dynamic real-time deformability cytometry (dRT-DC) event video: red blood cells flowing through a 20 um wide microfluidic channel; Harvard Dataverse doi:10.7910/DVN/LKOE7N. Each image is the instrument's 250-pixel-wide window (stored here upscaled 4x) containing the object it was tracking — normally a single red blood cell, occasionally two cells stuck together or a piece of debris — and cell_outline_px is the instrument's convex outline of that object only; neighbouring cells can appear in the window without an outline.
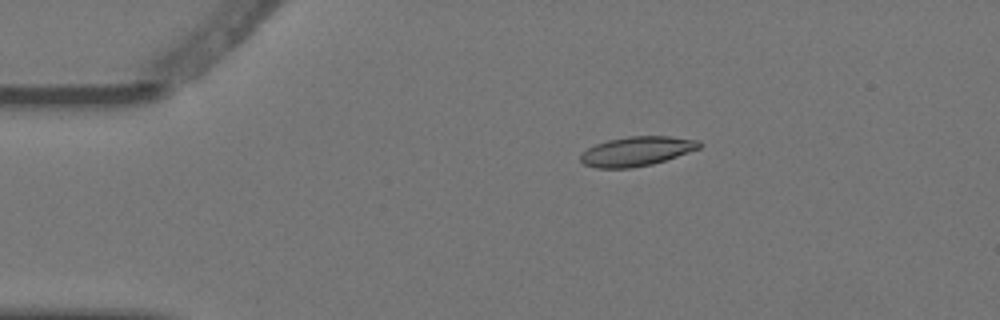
{"species": "Egyptian fruit bat (a non-hibernating species)", "species_latin": "Rousettus aegyptiacus", "temperature_condition": "warm", "stored_images_in_passage": 7, "camera_frame_rate_fps": 3000, "um_per_image_px": 0.085, "animal": {"sex": "female"}, "frame": {"image": 1, "passage_image": 3, "time_ms": 0.667, "image_size_px": [1000, 320], "cell_outline_px": [[700, 148], [652, 164], [632, 168], [596, 168], [584, 164], [580, 160], [580, 156], [588, 148], [596, 144], [608, 140], [628, 136], [668, 136], [700, 140]], "centroid_in_image_um": [54.11, 12.85], "position_along_channel_um": 30.9, "area_um2": 20.17}}
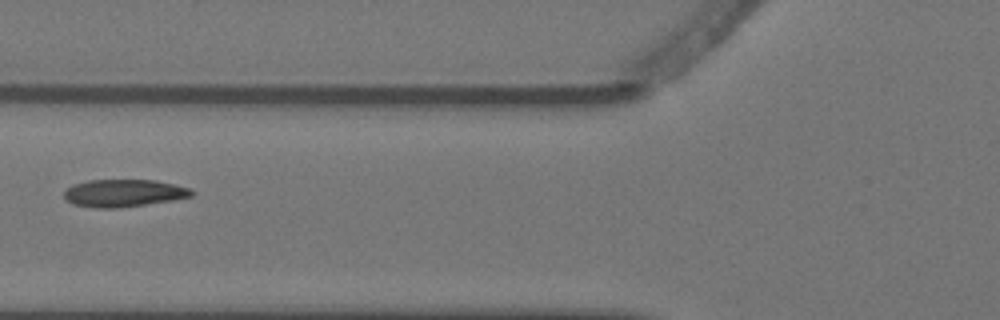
{"frame": {"image": 2, "passage_image": 6, "time_ms": 1.667, "image_size_px": [1000, 320], "cell_outline_px": [[196, 192], [192, 196], [172, 200], [120, 208], [96, 208], [72, 204], [64, 196], [64, 192], [72, 184], [88, 180], [156, 180], [192, 188]], "centroid_in_image_um": [10.54, 16.41], "position_along_channel_um": 115.3, "area_um2": 20.52}}
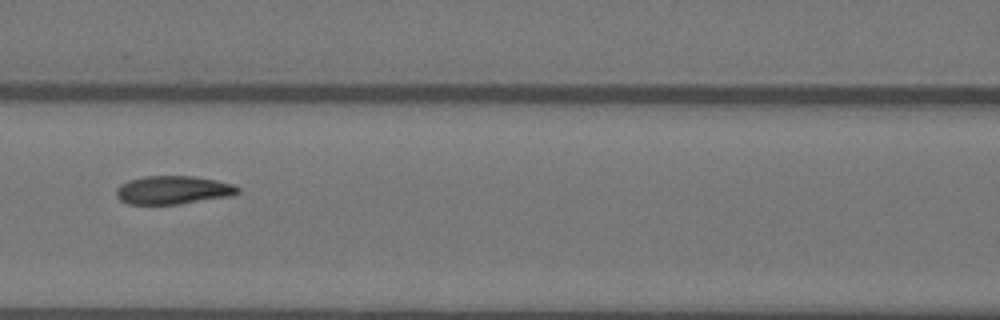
{"frame": {"image": 3, "passage_image": 7, "time_ms": 2.0, "image_size_px": [1000, 320], "cell_outline_px": [[240, 192], [232, 196], [180, 204], [128, 204], [120, 200], [116, 196], [116, 188], [120, 184], [128, 180], [144, 176], [192, 176], [216, 180], [236, 184], [240, 188]], "centroid_in_image_um": [14.73, 16.15], "position_along_channel_um": 151.9, "area_um2": 20.35}}